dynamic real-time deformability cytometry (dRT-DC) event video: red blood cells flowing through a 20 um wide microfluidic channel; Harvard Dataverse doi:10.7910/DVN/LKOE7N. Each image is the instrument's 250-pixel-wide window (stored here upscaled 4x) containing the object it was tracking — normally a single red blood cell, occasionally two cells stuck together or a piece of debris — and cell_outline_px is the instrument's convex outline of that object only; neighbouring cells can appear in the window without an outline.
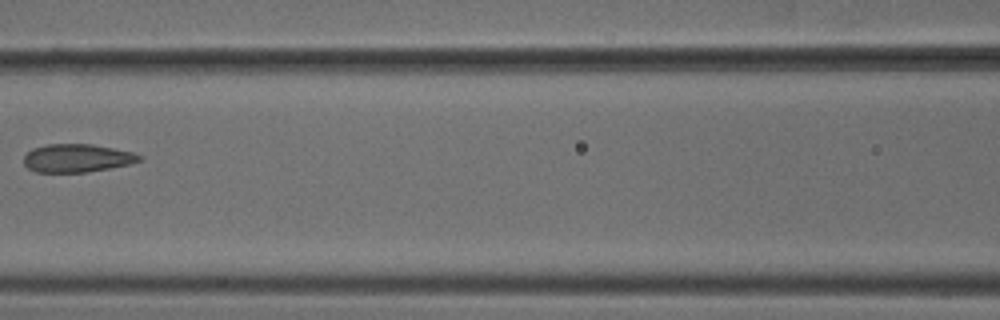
{"species": "common noctule bat (a hibernating species)", "species_latin": "Nyctalus noctula", "temperature_condition": "cold", "stored_images_in_passage": 7, "camera_frame_rate_fps": 3000, "um_per_image_px": 0.085, "animal": {"sex": "male", "body_mass_g": 18.8}, "frame": {"image": 1, "passage_image": 6, "time_ms": 1.667, "image_size_px": [1000, 320], "cell_outline_px": [[144, 156], [140, 160], [128, 164], [88, 172], [36, 172], [28, 168], [24, 164], [24, 156], [32, 148], [48, 144], [92, 144], [132, 152]], "centroid_in_image_um": [6.52, 13.44], "position_along_channel_um": 160.1, "area_um2": 18.84}}
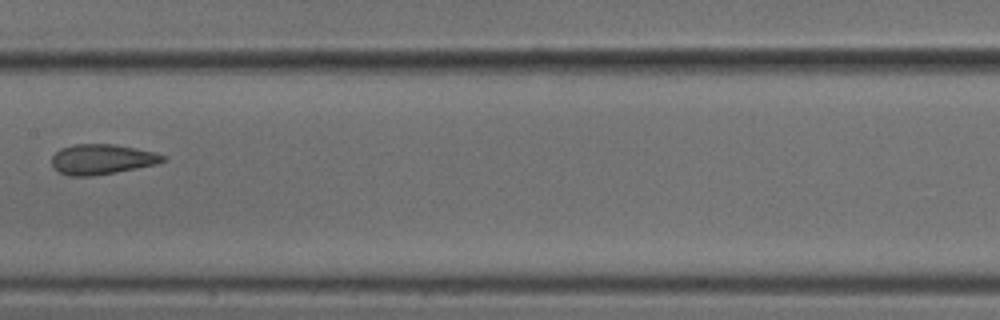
{"frame": {"image": 2, "passage_image": 7, "time_ms": 2.0, "image_size_px": [1000, 320], "cell_outline_px": [[164, 160], [156, 164], [116, 172], [92, 176], [68, 176], [52, 168], [52, 156], [60, 148], [72, 144], [112, 144], [136, 148], [156, 152], [164, 156]], "centroid_in_image_um": [8.61, 13.53], "position_along_channel_um": 198.8, "area_um2": 19.54}}